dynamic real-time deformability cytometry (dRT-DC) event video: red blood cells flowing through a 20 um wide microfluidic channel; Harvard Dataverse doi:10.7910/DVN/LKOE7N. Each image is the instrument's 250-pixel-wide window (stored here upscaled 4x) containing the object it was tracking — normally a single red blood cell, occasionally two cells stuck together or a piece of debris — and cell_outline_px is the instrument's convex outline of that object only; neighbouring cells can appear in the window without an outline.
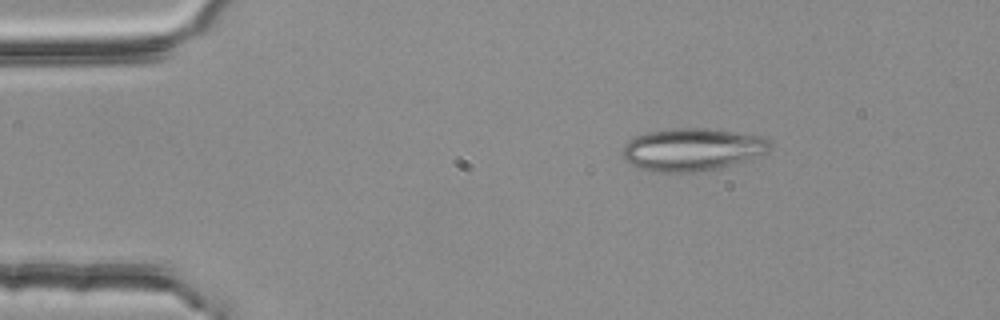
{"species": "common noctule bat (a hibernating species)", "species_latin": "Nyctalus noctula", "temperature_condition": "room temperature", "stored_images_in_passage": 4, "camera_frame_rate_fps": 3000, "um_per_image_px": 0.085, "animal": {"sex": "female", "body_mass_g": 25.1}, "frame": {"image": 1, "passage_image": 2, "time_ms": 0.333, "image_size_px": [1000, 320], "cell_outline_px": [[772, 144], [768, 152], [748, 160], [720, 168], [700, 172], [656, 172], [640, 168], [632, 164], [620, 152], [624, 144], [628, 140], [636, 136], [648, 132], [672, 128], [708, 128], [760, 136], [768, 140]], "centroid_in_image_um": [58.84, 12.71], "position_along_channel_um": 26.2, "area_um2": 36.7}}